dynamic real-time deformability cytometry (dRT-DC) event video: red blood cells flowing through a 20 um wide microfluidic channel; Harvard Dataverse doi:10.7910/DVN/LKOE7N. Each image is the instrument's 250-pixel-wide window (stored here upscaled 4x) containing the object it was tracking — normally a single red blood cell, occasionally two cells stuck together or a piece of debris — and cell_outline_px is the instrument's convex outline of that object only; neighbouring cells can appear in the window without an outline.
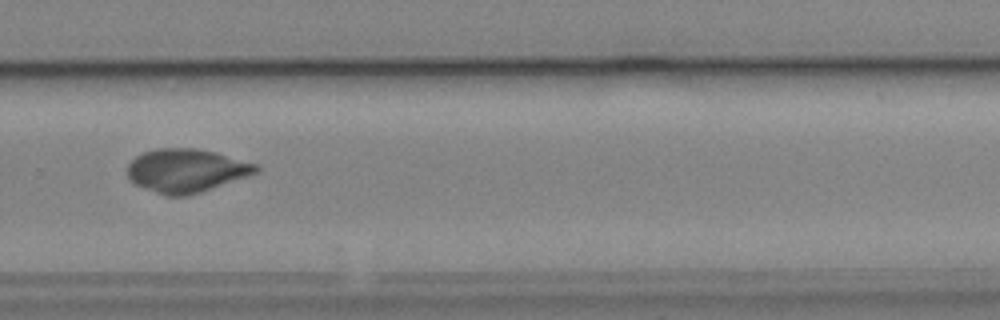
{"species": "common noctule bat (a hibernating species)", "species_latin": "Nyctalus noctula", "temperature_condition": "cold", "stored_images_in_passage": 15, "camera_frame_rate_fps": 3000, "um_per_image_px": 0.085, "animal": {"sex": "male", "body_mass_g": 19.2, "forearm_length_mm": 51.8}, "frame": {"image": 1, "passage_image": 11, "time_ms": 13.333, "image_size_px": [1000, 320], "cell_outline_px": [[260, 168], [256, 172], [200, 192], [184, 196], [164, 196], [136, 184], [128, 176], [128, 164], [136, 156], [144, 152], [156, 148], [196, 148], [216, 152], [260, 164]], "centroid_in_image_um": [15.83, 14.48], "position_along_channel_um": 314.0, "area_um2": 32.31}}